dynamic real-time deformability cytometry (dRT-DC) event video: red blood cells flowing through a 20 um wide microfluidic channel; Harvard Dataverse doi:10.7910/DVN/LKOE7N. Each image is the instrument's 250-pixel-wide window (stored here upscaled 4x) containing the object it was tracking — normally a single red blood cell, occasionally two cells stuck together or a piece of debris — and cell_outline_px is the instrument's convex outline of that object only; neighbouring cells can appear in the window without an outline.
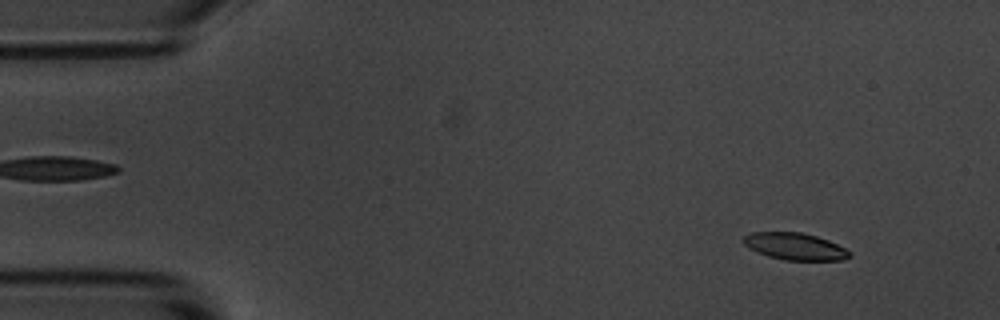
{"species": "common noctule bat (a hibernating species)", "species_latin": "Nyctalus noctula", "temperature_condition": "room temperature", "stored_images_in_passage": 56, "segment_of_instrument_passage": [1, 2], "camera_frame_rate_fps": 3000, "um_per_image_px": 0.085, "animal": {"sex": "male", "body_mass_g": 20.1, "forearm_length_mm": 53.5}, "frame": {"image": 1, "passage_image": 5, "time_ms": 1.333, "image_size_px": [1000, 320], "cell_outline_px": [[852, 256], [844, 260], [784, 260], [768, 256], [756, 252], [748, 248], [740, 240], [744, 236], [752, 232], [800, 232], [816, 236], [828, 240], [852, 252]], "centroid_in_image_um": [67.55, 20.95], "position_along_channel_um": 17.5, "area_um2": 16.82}}
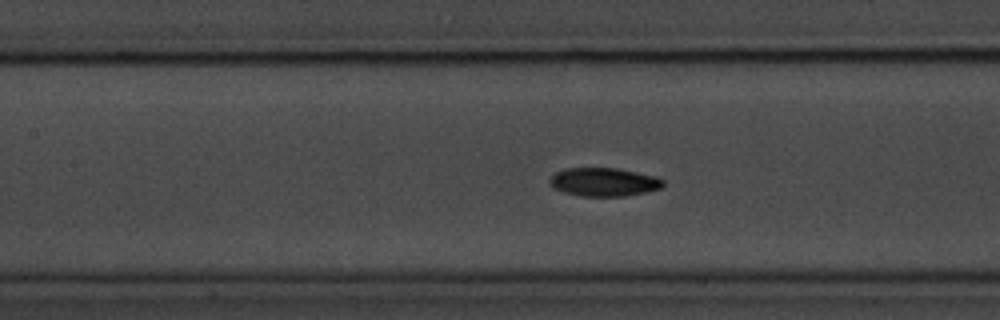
{"frame": {"image": 2, "passage_image": 24, "time_ms": 7.667, "image_size_px": [1000, 320], "cell_outline_px": [[664, 184], [660, 188], [648, 192], [624, 196], [580, 196], [564, 192], [552, 188], [548, 184], [548, 180], [556, 172], [564, 168], [616, 168], [656, 176], [664, 180]], "centroid_in_image_um": [51.3, 15.47], "position_along_channel_um": 156.1, "area_um2": 18.96}}
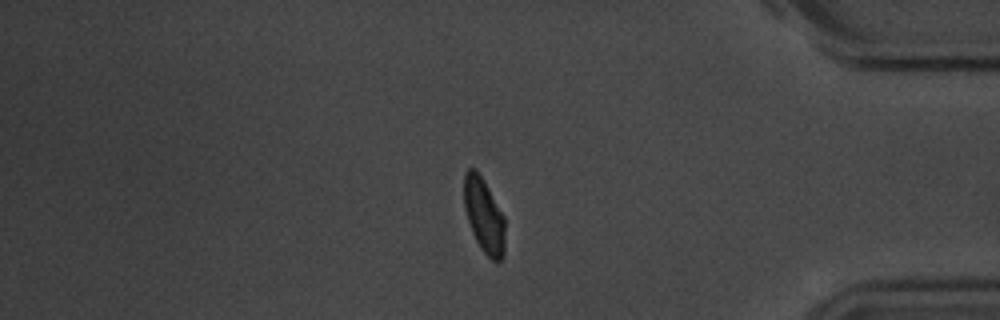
{"frame": {"image": 3, "passage_image": 46, "time_ms": 15.0, "image_size_px": [1000, 320], "cell_outline_px": [[504, 256], [500, 260], [492, 260], [480, 248], [472, 232], [464, 208], [464, 172], [468, 168], [476, 168], [488, 188], [504, 216]], "centroid_in_image_um": [41.12, 18.3], "position_along_channel_um": 394.1, "area_um2": 17.69}}